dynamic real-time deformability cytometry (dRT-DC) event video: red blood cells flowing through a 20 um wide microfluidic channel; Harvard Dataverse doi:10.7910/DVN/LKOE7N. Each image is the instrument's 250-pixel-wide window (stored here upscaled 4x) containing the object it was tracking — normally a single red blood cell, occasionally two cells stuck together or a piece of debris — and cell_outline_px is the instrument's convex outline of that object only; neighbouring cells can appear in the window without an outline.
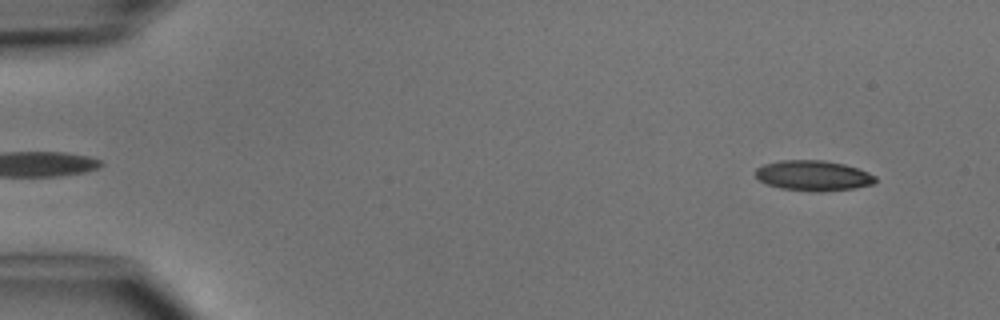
{"species": "common noctule bat (a hibernating species)", "species_latin": "Nyctalus noctula", "temperature_condition": "cold", "stored_images_in_passage": 3, "camera_frame_rate_fps": 3000, "um_per_image_px": 0.085, "animal": {"sex": "male", "body_mass_g": 15.6}, "frame": {"image": 1, "passage_image": 1, "time_ms": 0.0, "image_size_px": [1000, 320], "cell_outline_px": [[876, 184], [856, 188], [816, 192], [812, 192], [780, 188], [768, 184], [760, 180], [756, 176], [756, 168], [764, 164], [780, 160], [824, 160], [844, 164], [868, 172], [876, 176]], "centroid_in_image_um": [69.15, 14.93], "position_along_channel_um": 15.8, "area_um2": 21.27}}